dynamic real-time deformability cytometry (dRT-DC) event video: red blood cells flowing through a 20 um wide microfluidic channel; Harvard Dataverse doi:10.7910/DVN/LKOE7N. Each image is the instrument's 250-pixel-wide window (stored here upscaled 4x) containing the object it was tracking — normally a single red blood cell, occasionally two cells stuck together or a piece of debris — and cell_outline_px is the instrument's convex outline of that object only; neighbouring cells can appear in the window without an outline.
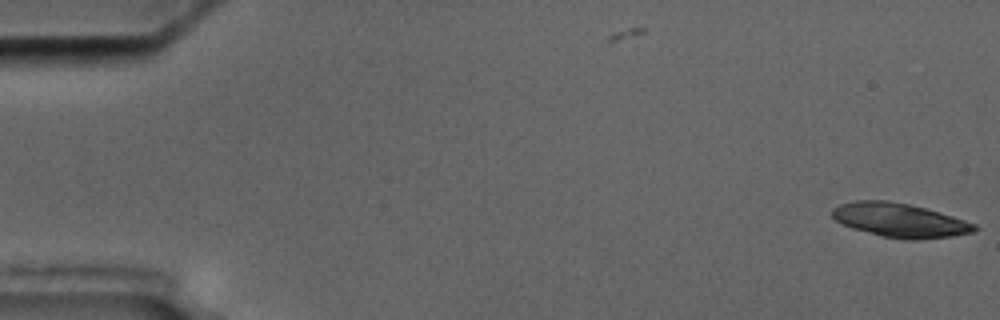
{"species": "common noctule bat (a hibernating species)", "species_latin": "Nyctalus noctula", "temperature_condition": "cold", "stored_images_in_passage": 6, "camera_frame_rate_fps": 3000, "um_per_image_px": 0.085, "animal": {"sex": "male", "body_mass_g": 17.5, "forearm_length_mm": 52.3}, "frame": {"image": 1, "passage_image": 1, "time_ms": 0.0, "image_size_px": [1000, 320], "cell_outline_px": [[980, 228], [976, 232], [952, 236], [916, 240], [904, 240], [880, 236], [852, 228], [836, 220], [832, 216], [832, 208], [840, 204], [856, 200], [888, 200], [908, 204], [924, 208], [952, 216], [976, 224]], "centroid_in_image_um": [76.5, 18.73], "position_along_channel_um": 8.5, "area_um2": 28.26}}